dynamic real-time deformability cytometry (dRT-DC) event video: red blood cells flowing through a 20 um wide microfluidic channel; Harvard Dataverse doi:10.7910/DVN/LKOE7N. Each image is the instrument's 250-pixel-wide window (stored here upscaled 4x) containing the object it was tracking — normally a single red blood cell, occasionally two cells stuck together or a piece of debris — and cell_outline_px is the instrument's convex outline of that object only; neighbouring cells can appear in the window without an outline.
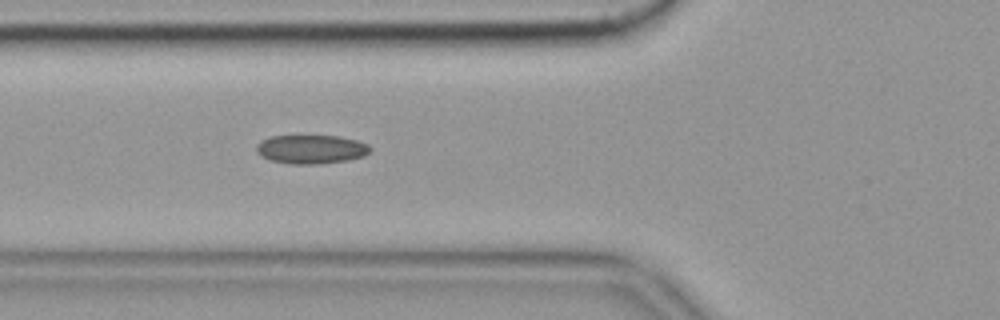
{"species": "common noctule bat (a hibernating species)", "species_latin": "Nyctalus noctula", "temperature_condition": "cold", "stored_images_in_passage": 52, "camera_frame_rate_fps": 3000, "um_per_image_px": 0.085, "animal": {"sex": "female", "body_mass_g": 19.9}, "frame": {"image": 1, "passage_image": 16, "time_ms": 5.0, "image_size_px": [1000, 320], "cell_outline_px": [[372, 148], [364, 156], [348, 160], [320, 164], [292, 164], [268, 160], [260, 156], [256, 152], [256, 144], [260, 140], [272, 136], [340, 136], [356, 140], [368, 144]], "centroid_in_image_um": [26.42, 12.69], "position_along_channel_um": 99.4, "area_um2": 19.31}, "authors_computed_cell_mechanics": {"area_um2": 18.5538, "velocity_mm_per_s": 3.543, "shape_relaxation_time_tau1_ms": null, "shape_relaxation_time_tau2_ms": 4.3034, "deformation_change_tau1": null, "deformation_change_tau2": 0.0892}}